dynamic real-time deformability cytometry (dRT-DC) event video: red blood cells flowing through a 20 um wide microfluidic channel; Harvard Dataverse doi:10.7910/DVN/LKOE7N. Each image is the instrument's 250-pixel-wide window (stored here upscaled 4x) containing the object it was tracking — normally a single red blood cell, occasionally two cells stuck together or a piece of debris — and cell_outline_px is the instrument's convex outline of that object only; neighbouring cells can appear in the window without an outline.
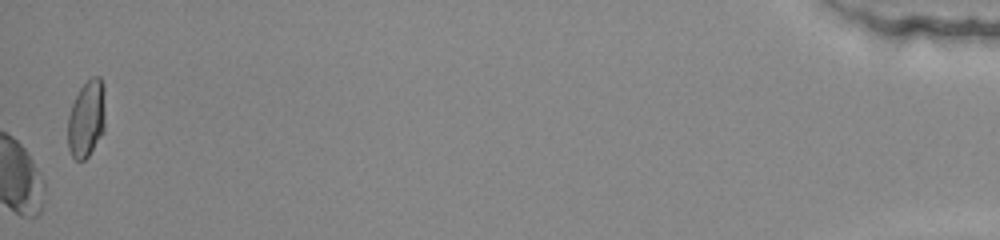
{"species": "common noctule bat (a hibernating species)", "species_latin": "Nyctalus noctula", "temperature_condition": "warm", "stored_images_in_passage": 52, "camera_frame_rate_fps": 3000, "um_per_image_px": 0.085, "animal": {"sex": "female", "body_mass_g": 22.0, "forearm_length_mm": 56.7}, "frame": {"image": 1, "passage_image": 52, "time_ms": 17.0, "image_size_px": [1000, 240], "cell_outline_px": [[104, 132], [88, 156], [84, 160], [76, 160], [72, 156], [68, 148], [68, 116], [72, 104], [80, 88], [92, 76], [100, 76], [104, 84]], "centroid_in_image_um": [7.36, 10.09], "position_along_channel_um": 427.8, "area_um2": 16.88}, "authors_computed_cell_mechanics": {"area_um2": 25.3742, "velocity_mm_per_s": 3.8436, "shape_relaxation_time_tau1_ms": 2.1762, "shape_relaxation_time_tau2_ms": null, "deformation_change_tau1": 0.0722, "deformation_change_tau2": null}}